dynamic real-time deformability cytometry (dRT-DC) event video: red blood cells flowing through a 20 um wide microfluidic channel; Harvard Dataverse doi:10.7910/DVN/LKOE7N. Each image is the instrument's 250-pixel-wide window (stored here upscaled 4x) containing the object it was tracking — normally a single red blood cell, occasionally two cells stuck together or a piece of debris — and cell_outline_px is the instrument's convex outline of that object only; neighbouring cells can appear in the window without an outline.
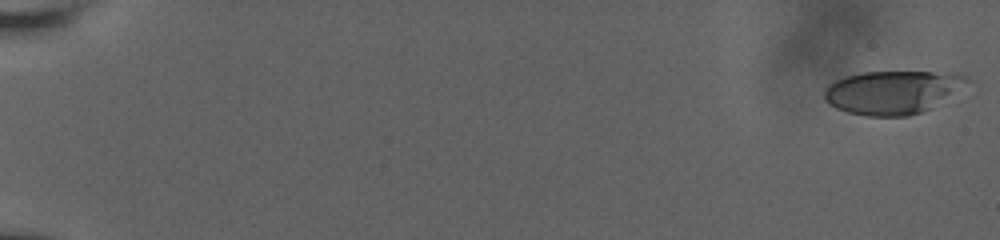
{"species": "human", "species_latin": "Homo sapiens", "temperature_condition": "room temperature", "stored_images_in_passage": 58, "camera_frame_rate_fps": 3000, "um_per_image_px": 0.085, "donor": {"sex": "male"}, "frame": {"image": 1, "passage_image": 1, "time_ms": 0.0, "image_size_px": [1000, 240], "cell_outline_px": [[972, 80], [928, 108], [920, 112], [908, 116], [868, 116], [848, 112], [836, 108], [828, 104], [824, 100], [824, 88], [828, 84], [844, 76], [864, 72], [956, 72], [968, 76]], "centroid_in_image_um": [75.8, 7.82], "position_along_channel_um": 9.2, "area_um2": 35.78}}
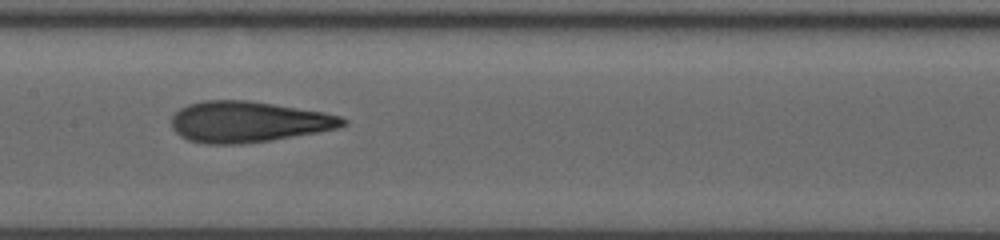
{"frame": {"image": 2, "passage_image": 32, "time_ms": 10.333, "image_size_px": [1000, 240], "cell_outline_px": [[348, 124], [340, 128], [272, 140], [240, 144], [204, 144], [188, 140], [180, 136], [172, 128], [172, 116], [180, 108], [188, 104], [204, 100], [248, 100], [324, 112], [340, 116], [348, 120]], "centroid_in_image_um": [21.11, 10.36], "position_along_channel_um": 186.3, "area_um2": 41.04}}
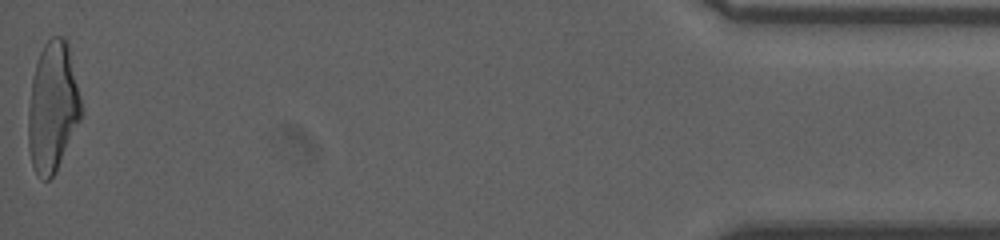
{"frame": {"image": 3, "passage_image": 58, "time_ms": 19.0, "image_size_px": [1000, 240], "cell_outline_px": [[80, 120], [56, 172], [48, 180], [44, 180], [36, 176], [32, 164], [28, 148], [28, 108], [32, 80], [36, 64], [40, 52], [44, 44], [52, 36], [64, 36], [68, 40], [80, 96]], "centroid_in_image_um": [4.46, 9.1], "position_along_channel_um": 430.7, "area_um2": 40.11}, "authors_computed_cell_mechanics": {"area_um2": 39.0439, "velocity_mm_per_s": 3.7981, "shape_relaxation_time_tau1_ms": 6.5837, "shape_relaxation_time_tau2_ms": 1.5413, "deformation_change_tau1": 0.223, "deformation_change_tau2": 0.1162}}